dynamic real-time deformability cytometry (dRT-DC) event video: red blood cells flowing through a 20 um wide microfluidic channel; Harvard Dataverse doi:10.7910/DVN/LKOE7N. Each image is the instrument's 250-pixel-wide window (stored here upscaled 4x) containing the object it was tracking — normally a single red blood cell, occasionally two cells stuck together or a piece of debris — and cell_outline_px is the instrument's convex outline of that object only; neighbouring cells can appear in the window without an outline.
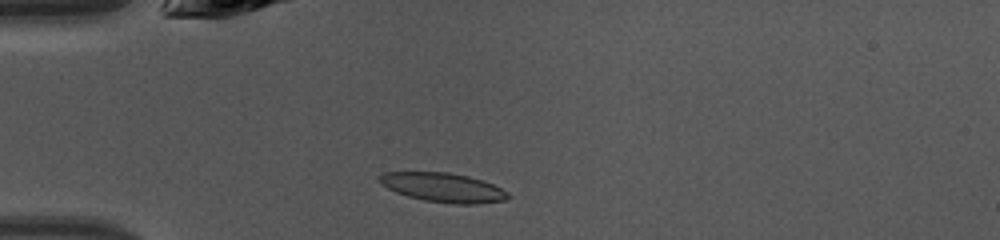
{"species": "common noctule bat (a hibernating species)", "species_latin": "Nyctalus noctula", "temperature_condition": "warm", "stored_images_in_passage": 35, "camera_frame_rate_fps": 3000, "um_per_image_px": 0.085, "animal": {"sex": "female", "body_mass_g": 10.0, "forearm_length_mm": 53.1}, "frame": {"image": 1, "passage_image": 1, "time_ms": 0.0, "image_size_px": [1000, 240], "cell_outline_px": [[512, 196], [504, 200], [476, 204], [456, 204], [424, 200], [408, 196], [396, 192], [388, 188], [380, 180], [380, 176], [384, 172], [448, 172], [468, 176], [492, 184], [508, 192]], "centroid_in_image_um": [37.7, 15.94], "position_along_channel_um": 47.3, "area_um2": 21.56}}
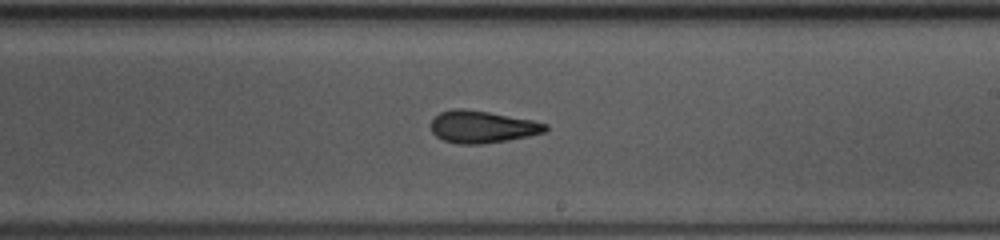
{"frame": {"image": 2, "passage_image": 16, "time_ms": 5.0, "image_size_px": [1000, 240], "cell_outline_px": [[548, 128], [544, 132], [528, 136], [508, 140], [480, 144], [460, 144], [444, 140], [436, 136], [432, 132], [432, 120], [440, 112], [452, 108], [460, 108], [488, 112], [532, 120], [548, 124]], "centroid_in_image_um": [40.99, 10.78], "position_along_channel_um": 248.0, "area_um2": 21.27}}
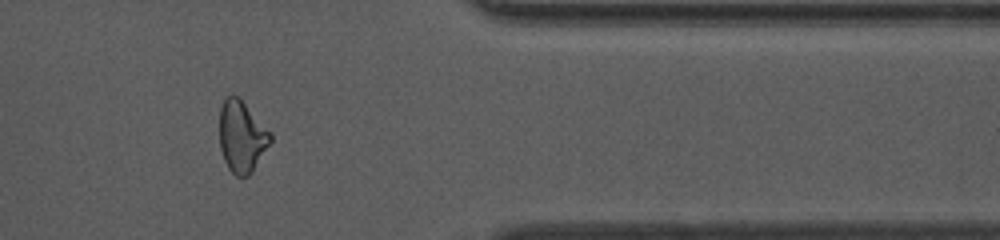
{"frame": {"image": 3, "passage_image": 27, "time_ms": 8.667, "image_size_px": [1000, 240], "cell_outline_px": [[272, 140], [252, 172], [248, 176], [236, 176], [228, 168], [224, 160], [220, 148], [220, 108], [224, 100], [228, 96], [240, 96], [272, 132]], "centroid_in_image_um": [20.57, 11.58], "position_along_channel_um": 390.8, "area_um2": 21.44}, "authors_computed_cell_mechanics": {"area_um2": 21.4438, "velocity_mm_per_s": 4.303, "shape_relaxation_time_tau1_ms": 4.6292, "shape_relaxation_time_tau2_ms": 2.522, "deformation_change_tau1": 0.1852, "deformation_change_tau2": 0.1167}}